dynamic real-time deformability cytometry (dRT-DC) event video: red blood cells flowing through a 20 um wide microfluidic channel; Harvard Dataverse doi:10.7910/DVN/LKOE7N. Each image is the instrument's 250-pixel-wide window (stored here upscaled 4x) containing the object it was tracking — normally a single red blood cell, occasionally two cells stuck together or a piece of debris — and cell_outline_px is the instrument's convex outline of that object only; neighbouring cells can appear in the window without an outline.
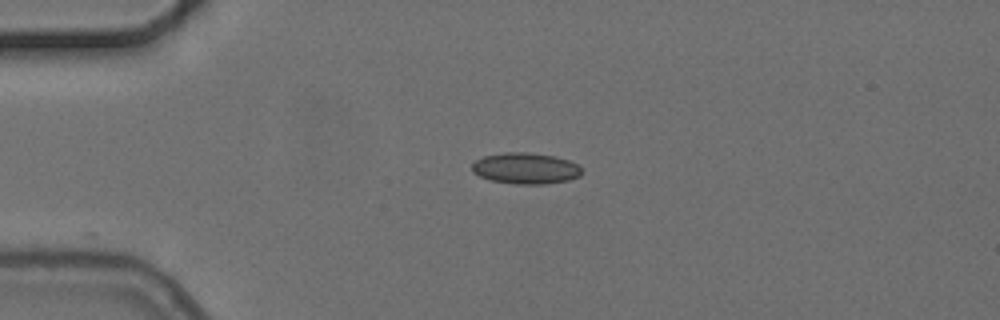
{"species": "common noctule bat (a hibernating species)", "species_latin": "Nyctalus noctula", "temperature_condition": "cold", "stored_images_in_passage": 3, "camera_frame_rate_fps": 3000, "um_per_image_px": 0.085, "animal": {"sex": "female", "body_mass_g": 24.6, "forearm_length_mm": 56.2}, "frame": {"image": 1, "passage_image": 1, "time_ms": 0.0, "image_size_px": [1000, 320], "cell_outline_px": [[584, 172], [580, 176], [568, 180], [544, 184], [516, 184], [492, 180], [480, 176], [472, 172], [472, 164], [476, 160], [484, 156], [504, 152], [528, 152], [556, 156], [580, 164]], "centroid_in_image_um": [44.73, 14.3], "position_along_channel_um": 40.3, "area_um2": 20.11}}
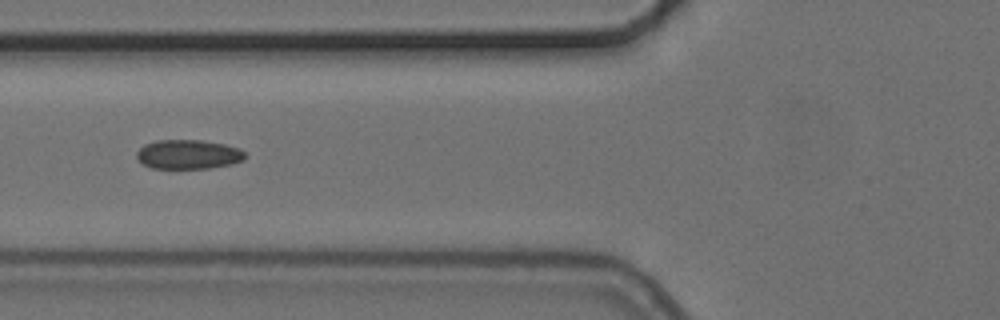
{"frame": {"image": 2, "passage_image": 3, "time_ms": 2.667, "image_size_px": [1000, 320], "cell_outline_px": [[248, 156], [244, 160], [232, 164], [208, 168], [152, 168], [144, 164], [136, 156], [136, 152], [144, 144], [156, 140], [200, 140], [224, 144], [240, 148]], "centroid_in_image_um": [16.03, 13.11], "position_along_channel_um": 109.8, "area_um2": 18.55}}